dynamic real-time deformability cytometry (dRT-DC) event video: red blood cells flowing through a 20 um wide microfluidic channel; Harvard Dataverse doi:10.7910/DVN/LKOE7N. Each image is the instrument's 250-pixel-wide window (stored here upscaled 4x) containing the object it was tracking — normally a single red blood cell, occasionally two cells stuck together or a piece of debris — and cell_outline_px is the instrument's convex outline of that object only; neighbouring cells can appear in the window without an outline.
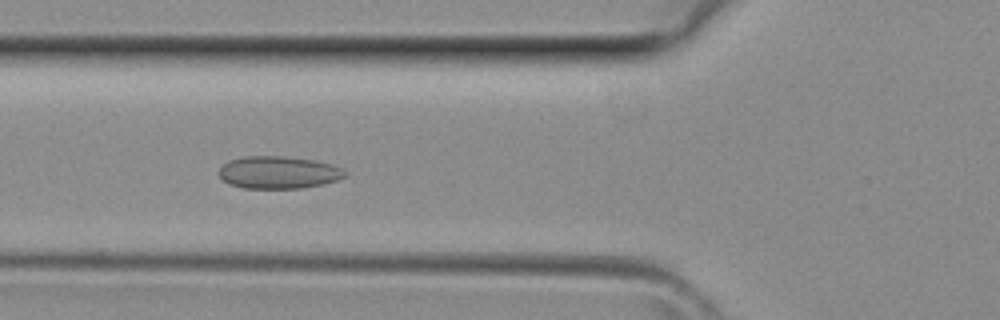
{"species": "common noctule bat (a hibernating species)", "species_latin": "Nyctalus noctula", "temperature_condition": "room temperature", "stored_images_in_passage": 37, "camera_frame_rate_fps": 3000, "um_per_image_px": 0.085, "animal": {"sex": "female", "body_mass_g": 29.2, "forearm_length_mm": 56.3}, "frame": {"image": 1, "passage_image": 11, "time_ms": 3.333, "image_size_px": [1000, 320], "cell_outline_px": [[348, 172], [344, 176], [336, 180], [324, 184], [300, 188], [244, 188], [228, 184], [220, 176], [220, 168], [228, 160], [244, 156], [284, 156], [312, 160], [332, 164]], "centroid_in_image_um": [23.66, 14.65], "position_along_channel_um": 102.1, "area_um2": 23.7}}
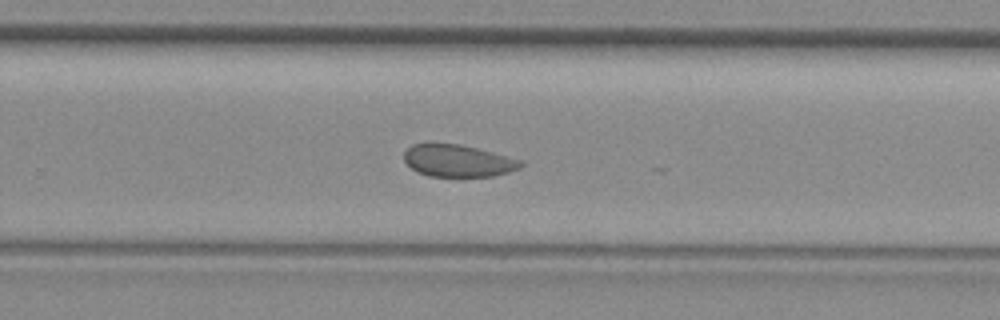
{"frame": {"image": 2, "passage_image": 22, "time_ms": 7.0, "image_size_px": [1000, 320], "cell_outline_px": [[524, 164], [520, 168], [508, 172], [492, 176], [428, 176], [416, 172], [404, 160], [404, 152], [412, 144], [428, 140], [460, 144], [524, 160]], "centroid_in_image_um": [38.88, 13.62], "position_along_channel_um": 290.9, "area_um2": 22.43}}
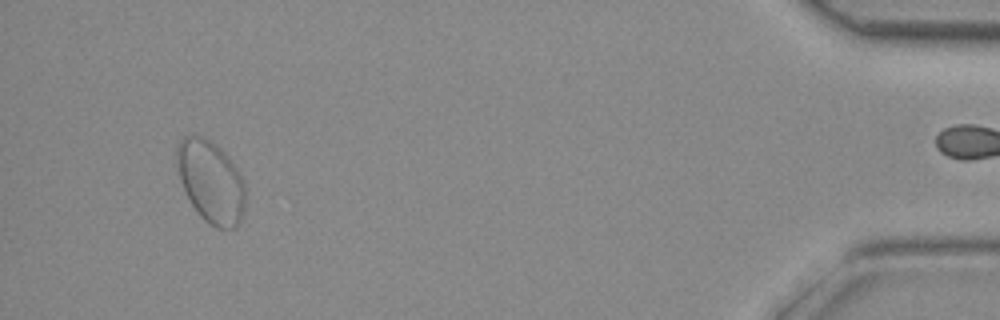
{"frame": {"image": 3, "passage_image": 34, "time_ms": 11.0, "image_size_px": [1000, 320], "cell_outline_px": [[244, 216], [236, 228], [216, 228], [204, 220], [200, 216], [192, 204], [184, 188], [180, 176], [176, 156], [176, 144], [184, 136], [204, 136], [212, 140], [228, 156], [240, 172], [244, 180]], "centroid_in_image_um": [17.95, 15.43], "position_along_channel_um": 417.3, "area_um2": 32.89}}